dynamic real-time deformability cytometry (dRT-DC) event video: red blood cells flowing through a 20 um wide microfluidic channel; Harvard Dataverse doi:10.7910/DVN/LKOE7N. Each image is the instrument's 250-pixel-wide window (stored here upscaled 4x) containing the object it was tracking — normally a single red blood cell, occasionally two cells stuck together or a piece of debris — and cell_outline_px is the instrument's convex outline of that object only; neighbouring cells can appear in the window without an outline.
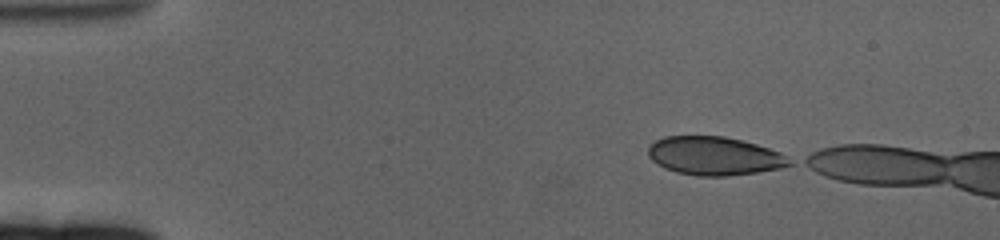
{"species": "human", "species_latin": "Homo sapiens", "temperature_condition": "cold", "stored_images_in_passage": 47, "camera_frame_rate_fps": 3000, "um_per_image_px": 0.085, "donor": {"sex": "female"}, "frame": {"image": 1, "passage_image": 1, "time_ms": 0.0, "image_size_px": [1000, 240], "cell_outline_px": [[792, 164], [780, 168], [756, 172], [728, 176], [700, 176], [676, 172], [664, 168], [652, 160], [648, 156], [648, 148], [656, 140], [664, 136], [724, 136], [756, 144], [780, 152], [792, 160]], "centroid_in_image_um": [60.71, 13.25], "position_along_channel_um": 24.3, "area_um2": 31.56}}
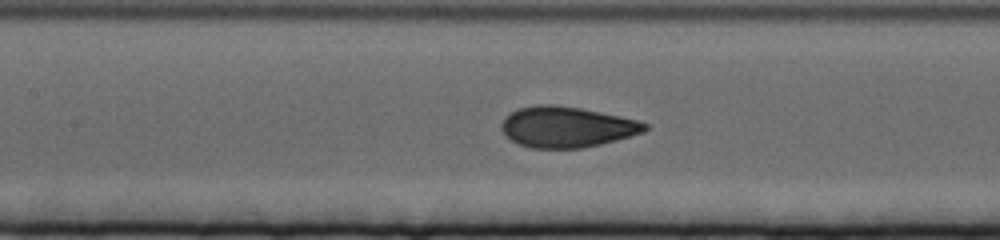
{"frame": {"image": 2, "passage_image": 21, "time_ms": 6.667, "image_size_px": [1000, 240], "cell_outline_px": [[648, 128], [644, 132], [616, 140], [584, 148], [532, 148], [520, 144], [512, 140], [504, 132], [500, 124], [512, 112], [520, 108], [536, 104], [556, 104], [580, 108], [620, 116], [636, 120], [648, 124]], "centroid_in_image_um": [48.2, 10.79], "position_along_channel_um": 159.2, "area_um2": 33.76}}
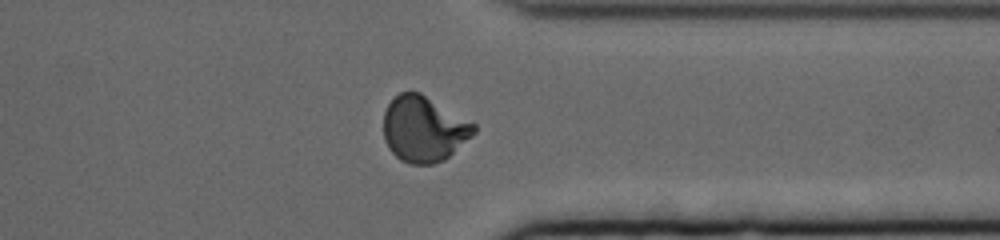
{"frame": {"image": 3, "passage_image": 41, "time_ms": 13.333, "image_size_px": [1000, 240], "cell_outline_px": [[476, 132], [472, 136], [444, 160], [432, 164], [408, 164], [400, 160], [388, 148], [384, 140], [384, 112], [388, 104], [400, 92], [420, 92], [476, 124]], "centroid_in_image_um": [36.01, 10.97], "position_along_channel_um": 375.4, "area_um2": 34.56}}